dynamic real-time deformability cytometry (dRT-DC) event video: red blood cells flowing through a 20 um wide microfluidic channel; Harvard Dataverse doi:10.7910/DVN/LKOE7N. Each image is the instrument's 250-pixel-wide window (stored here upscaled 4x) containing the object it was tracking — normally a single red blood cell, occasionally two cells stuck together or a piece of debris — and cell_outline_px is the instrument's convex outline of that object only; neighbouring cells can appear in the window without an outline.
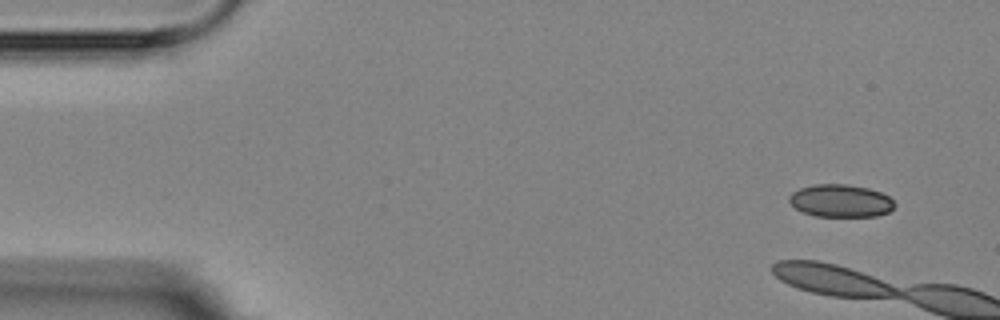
{"species": "Egyptian fruit bat (a non-hibernating species)", "species_latin": "Rousettus aegyptiacus", "temperature_condition": "room temperature", "stored_images_in_passage": 6, "camera_frame_rate_fps": 3000, "um_per_image_px": 0.085, "animal": {"sex": "female"}, "frame": {"image": 1, "passage_image": 1, "time_ms": 0.0, "image_size_px": [1000, 320], "cell_outline_px": [[896, 204], [888, 212], [876, 216], [816, 216], [804, 212], [796, 208], [788, 200], [788, 196], [792, 192], [800, 188], [812, 184], [848, 184], [868, 188], [880, 192], [888, 196]], "centroid_in_image_um": [71.44, 17.06], "position_along_channel_um": 13.6, "area_um2": 20.0}}
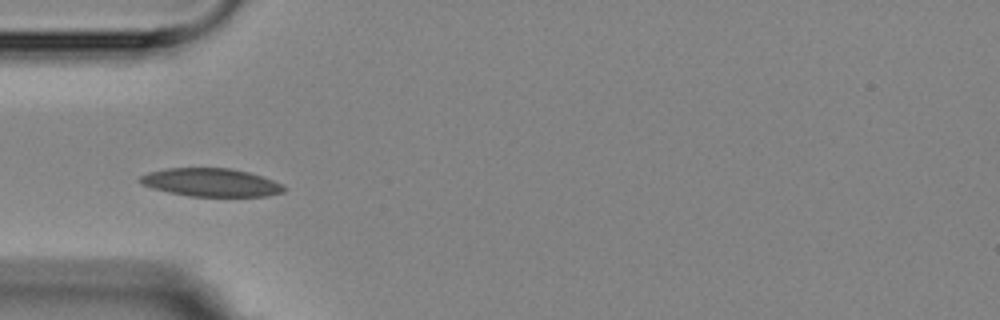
{"frame": {"image": 2, "passage_image": 5, "time_ms": 6.333, "image_size_px": [1000, 320], "cell_outline_px": [[288, 188], [284, 192], [264, 196], [188, 196], [168, 192], [152, 188], [140, 184], [136, 180], [140, 176], [148, 172], [168, 168], [228, 168], [248, 172], [272, 180]], "centroid_in_image_um": [17.88, 15.51], "position_along_channel_um": 67.1, "area_um2": 23.58}}
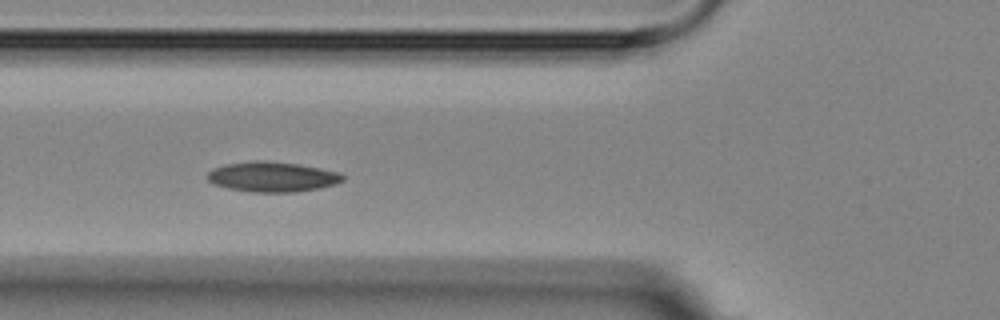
{"frame": {"image": 3, "passage_image": 6, "time_ms": 7.333, "image_size_px": [1000, 320], "cell_outline_px": [[344, 180], [336, 184], [320, 188], [296, 192], [252, 192], [228, 188], [212, 184], [208, 180], [208, 172], [212, 168], [224, 164], [252, 160], [264, 160], [296, 164], [340, 172], [344, 176]], "centroid_in_image_um": [23.12, 15.03], "position_along_channel_um": 102.7, "area_um2": 23.87}}